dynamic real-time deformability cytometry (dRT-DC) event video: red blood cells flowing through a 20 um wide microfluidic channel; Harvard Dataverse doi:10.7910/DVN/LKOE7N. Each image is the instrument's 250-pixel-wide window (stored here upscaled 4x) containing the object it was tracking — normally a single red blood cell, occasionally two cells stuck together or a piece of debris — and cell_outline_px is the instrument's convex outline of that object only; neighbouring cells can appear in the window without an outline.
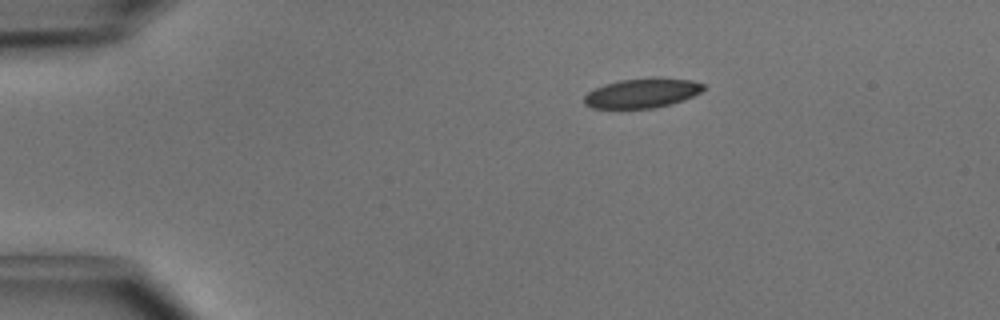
{"species": "common noctule bat (a hibernating species)", "species_latin": "Nyctalus noctula", "temperature_condition": "cold", "stored_images_in_passage": 41, "camera_frame_rate_fps": 3000, "um_per_image_px": 0.085, "animal": {"sex": "male", "body_mass_g": 15.6}, "frame": {"image": 1, "passage_image": 1, "time_ms": 0.0, "image_size_px": [1000, 320], "cell_outline_px": [[704, 88], [700, 92], [692, 96], [668, 104], [652, 108], [592, 108], [584, 104], [584, 96], [588, 92], [604, 84], [620, 80], [652, 76], [656, 76], [692, 80], [704, 84]], "centroid_in_image_um": [54.56, 7.88], "position_along_channel_um": 30.4, "area_um2": 20.58}}
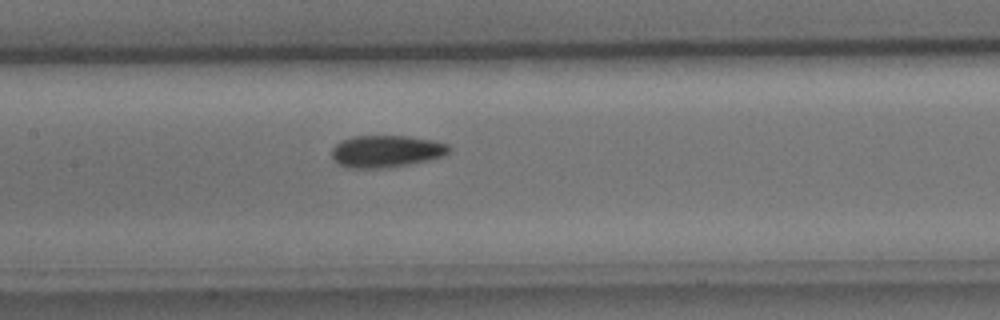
{"frame": {"image": 2, "passage_image": 16, "time_ms": 5.0, "image_size_px": [1000, 320], "cell_outline_px": [[452, 148], [444, 156], [428, 160], [408, 164], [380, 168], [352, 168], [340, 164], [332, 156], [332, 148], [336, 144], [352, 136], [408, 136], [432, 140], [448, 144]], "centroid_in_image_um": [32.86, 12.85], "position_along_channel_um": 174.5, "area_um2": 21.68}}
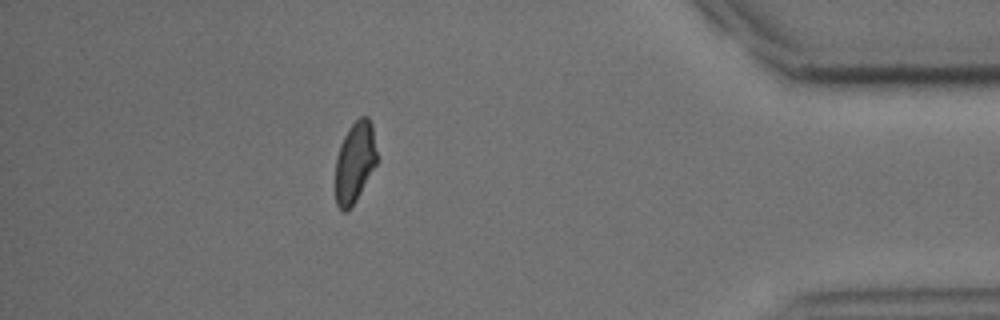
{"frame": {"image": 3, "passage_image": 36, "time_ms": 11.667, "image_size_px": [1000, 320], "cell_outline_px": [[376, 164], [356, 200], [344, 212], [336, 204], [336, 156], [340, 144], [348, 128], [360, 116], [368, 116], [372, 124], [376, 152]], "centroid_in_image_um": [30.15, 13.74], "position_along_channel_um": 405.1, "area_um2": 19.25}, "authors_computed_cell_mechanics": {"area_um2": 21.097, "velocity_mm_per_s": 4.0516, "shape_relaxation_time_tau1_ms": 3.6715, "shape_relaxation_time_tau2_ms": 4.2438, "deformation_change_tau1": 0.1059, "deformation_change_tau2": 0.0907}}